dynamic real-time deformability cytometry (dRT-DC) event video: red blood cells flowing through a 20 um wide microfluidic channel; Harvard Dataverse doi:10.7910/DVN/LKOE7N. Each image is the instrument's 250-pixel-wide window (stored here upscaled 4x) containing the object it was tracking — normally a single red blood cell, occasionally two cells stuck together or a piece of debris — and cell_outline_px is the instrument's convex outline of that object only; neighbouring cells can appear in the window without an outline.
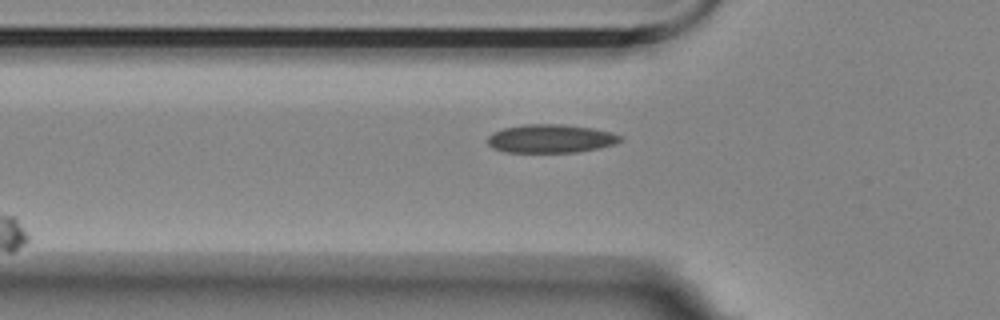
{"species": "Egyptian fruit bat (a non-hibernating species)", "species_latin": "Rousettus aegyptiacus", "temperature_condition": "room temperature", "stored_images_in_passage": 4, "segment_of_instrument_passage": [2, 2], "camera_frame_rate_fps": 3000, "um_per_image_px": 0.085, "animal": {"sex": "female"}, "frame": {"image": 1, "passage_image": 4, "time_ms": 1.0, "image_size_px": [1000, 320], "cell_outline_px": [[624, 140], [616, 144], [600, 148], [576, 152], [504, 152], [492, 148], [488, 144], [488, 136], [492, 132], [504, 128], [524, 124], [564, 124], [592, 128], [612, 132], [624, 136]], "centroid_in_image_um": [46.85, 11.78], "position_along_channel_um": 78.9, "area_um2": 22.31}}